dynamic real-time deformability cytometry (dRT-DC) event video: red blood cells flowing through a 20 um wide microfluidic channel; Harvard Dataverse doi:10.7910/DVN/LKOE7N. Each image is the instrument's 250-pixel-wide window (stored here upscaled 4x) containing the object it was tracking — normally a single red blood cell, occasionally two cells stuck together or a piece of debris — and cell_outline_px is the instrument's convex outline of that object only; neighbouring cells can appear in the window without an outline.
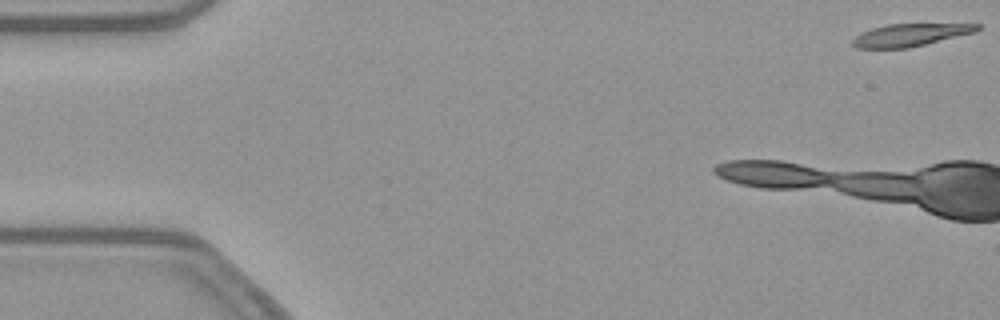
{"species": "common noctule bat (a hibernating species)", "species_latin": "Nyctalus noctula", "temperature_condition": "warm", "stored_images_in_passage": 6, "camera_frame_rate_fps": 3000, "um_per_image_px": 0.085, "animal": {"sex": "female", "body_mass_g": 21.9}, "frame": {"image": 1, "passage_image": 1, "time_ms": 0.0, "image_size_px": [1000, 320], "cell_outline_px": [[980, 28], [976, 32], [908, 48], [856, 48], [852, 44], [852, 40], [860, 32], [872, 28], [888, 24], [980, 24]], "centroid_in_image_um": [77.35, 2.97], "position_along_channel_um": 7.7, "area_um2": 16.24}}